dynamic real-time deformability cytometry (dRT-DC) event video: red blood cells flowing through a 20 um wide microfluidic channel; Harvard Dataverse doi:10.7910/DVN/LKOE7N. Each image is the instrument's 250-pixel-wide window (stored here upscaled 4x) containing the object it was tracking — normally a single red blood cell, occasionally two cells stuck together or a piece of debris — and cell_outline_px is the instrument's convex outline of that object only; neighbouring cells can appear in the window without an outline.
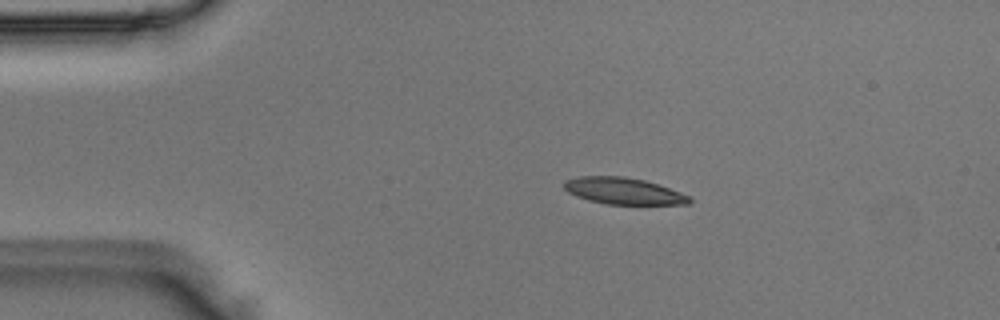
{"species": "Egyptian fruit bat (a non-hibernating species)", "species_latin": "Rousettus aegyptiacus", "temperature_condition": "room temperature", "stored_images_in_passage": 50, "camera_frame_rate_fps": 3000, "um_per_image_px": 0.085, "animal": {"sex": "male"}, "frame": {"image": 1, "passage_image": 9, "time_ms": 2.667, "image_size_px": [1000, 320], "cell_outline_px": [[692, 204], [608, 204], [588, 200], [576, 196], [568, 192], [564, 188], [564, 180], [576, 176], [624, 176], [644, 180], [692, 196]], "centroid_in_image_um": [52.99, 16.23], "position_along_channel_um": 32.0, "area_um2": 19.48}}
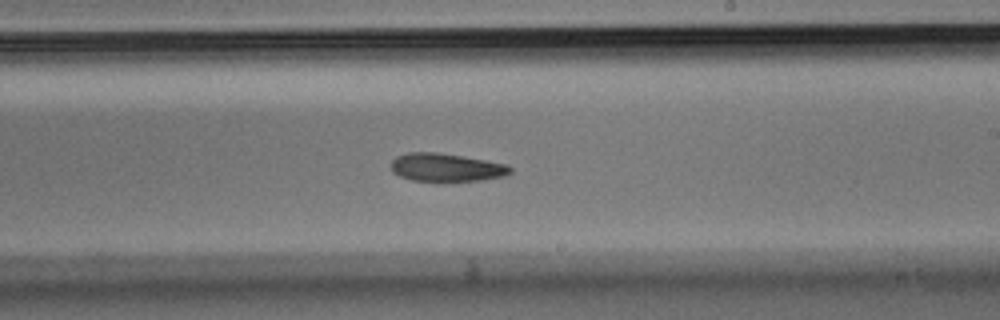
{"frame": {"image": 2, "passage_image": 29, "time_ms": 9.333, "image_size_px": [1000, 320], "cell_outline_px": [[512, 172], [504, 176], [480, 180], [412, 180], [400, 176], [392, 172], [392, 160], [396, 156], [408, 152], [436, 152], [508, 164], [512, 168]], "centroid_in_image_um": [37.93, 14.22], "position_along_channel_um": 251.1, "area_um2": 19.19}}
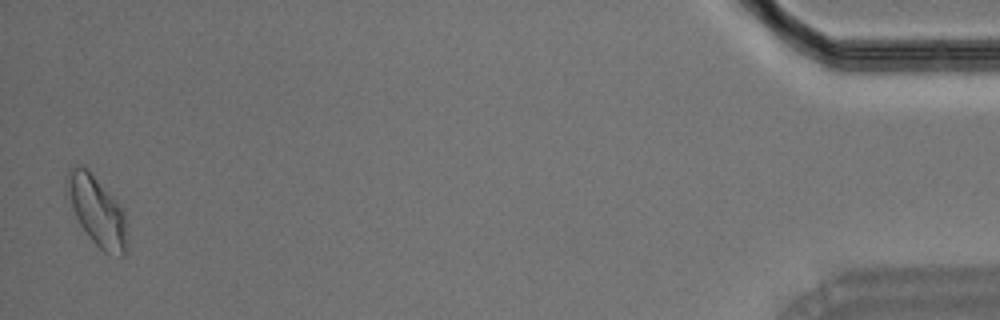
{"frame": {"image": 3, "passage_image": 49, "time_ms": 16.0, "image_size_px": [1000, 320], "cell_outline_px": [[124, 256], [120, 256], [104, 252], [88, 236], [80, 224], [64, 192], [64, 188], [68, 168], [76, 164], [84, 168], [96, 180], [124, 212]], "centroid_in_image_um": [8.13, 17.91], "position_along_channel_um": 427.1, "area_um2": 23.24}}